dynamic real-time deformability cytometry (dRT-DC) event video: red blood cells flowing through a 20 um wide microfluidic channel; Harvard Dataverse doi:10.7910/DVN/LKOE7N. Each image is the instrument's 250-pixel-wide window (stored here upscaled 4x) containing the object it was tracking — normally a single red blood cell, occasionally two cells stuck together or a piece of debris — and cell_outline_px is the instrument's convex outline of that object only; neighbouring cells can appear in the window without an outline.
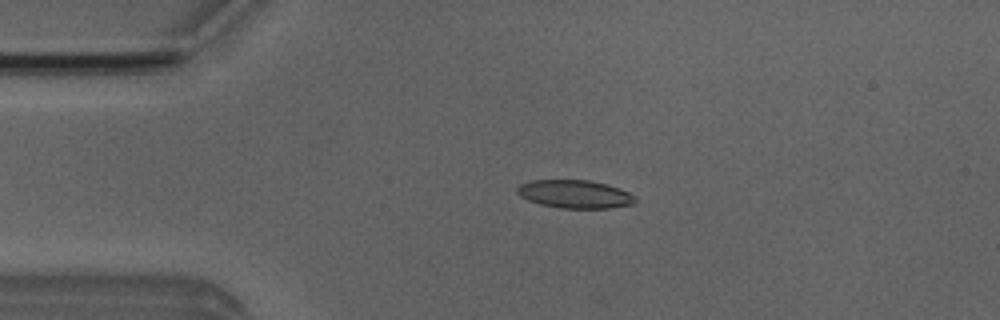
{"species": "Egyptian fruit bat (a non-hibernating species)", "species_latin": "Rousettus aegyptiacus", "temperature_condition": "room temperature", "stored_images_in_passage": 51, "camera_frame_rate_fps": 3000, "um_per_image_px": 0.085, "animal": {"sex": "male"}, "frame": {"image": 1, "passage_image": 11, "time_ms": 3.333, "image_size_px": [1000, 320], "cell_outline_px": [[636, 200], [632, 204], [612, 208], [560, 208], [540, 204], [528, 200], [520, 196], [516, 192], [516, 188], [520, 184], [528, 180], [588, 180], [620, 188], [636, 196]], "centroid_in_image_um": [48.84, 16.5], "position_along_channel_um": 36.2, "area_um2": 19.42}}
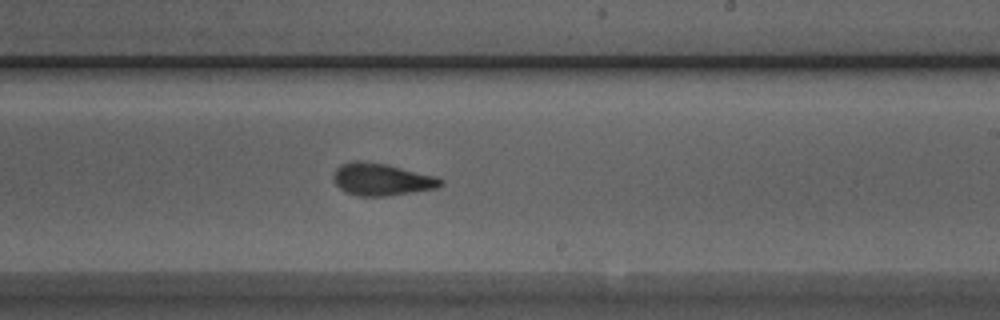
{"frame": {"image": 2, "passage_image": 30, "time_ms": 9.667, "image_size_px": [1000, 320], "cell_outline_px": [[444, 184], [436, 188], [388, 196], [356, 196], [344, 192], [332, 180], [332, 176], [336, 168], [340, 164], [352, 160], [356, 160], [388, 164], [436, 176], [444, 180]], "centroid_in_image_um": [32.41, 15.24], "position_along_channel_um": 256.6, "area_um2": 20.46}}
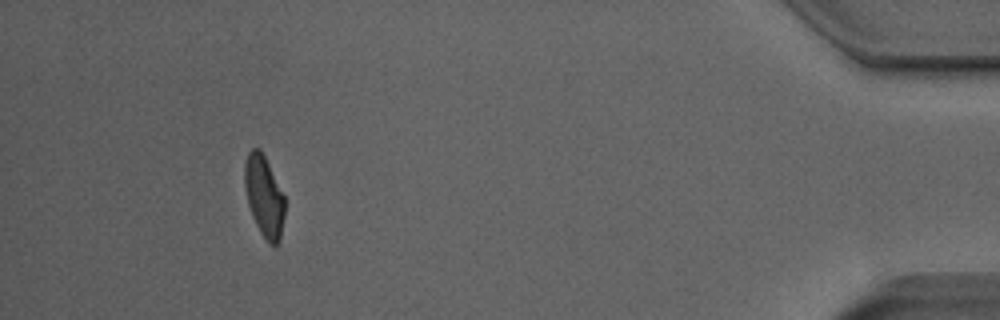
{"frame": {"image": 3, "passage_image": 47, "time_ms": 15.333, "image_size_px": [1000, 320], "cell_outline_px": [[284, 216], [280, 244], [276, 248], [268, 244], [260, 232], [252, 216], [248, 204], [244, 188], [244, 164], [248, 152], [252, 148], [260, 148], [284, 196]], "centroid_in_image_um": [22.44, 16.75], "position_along_channel_um": 412.8, "area_um2": 19.13}, "authors_computed_cell_mechanics": {"area_um2": 19.8254, "velocity_mm_per_s": 3.9785, "shape_relaxation_time_tau1_ms": 3.3919, "shape_relaxation_time_tau2_ms": 1.7497, "deformation_change_tau1": 0.1281, "deformation_change_tau2": 0.0837}}